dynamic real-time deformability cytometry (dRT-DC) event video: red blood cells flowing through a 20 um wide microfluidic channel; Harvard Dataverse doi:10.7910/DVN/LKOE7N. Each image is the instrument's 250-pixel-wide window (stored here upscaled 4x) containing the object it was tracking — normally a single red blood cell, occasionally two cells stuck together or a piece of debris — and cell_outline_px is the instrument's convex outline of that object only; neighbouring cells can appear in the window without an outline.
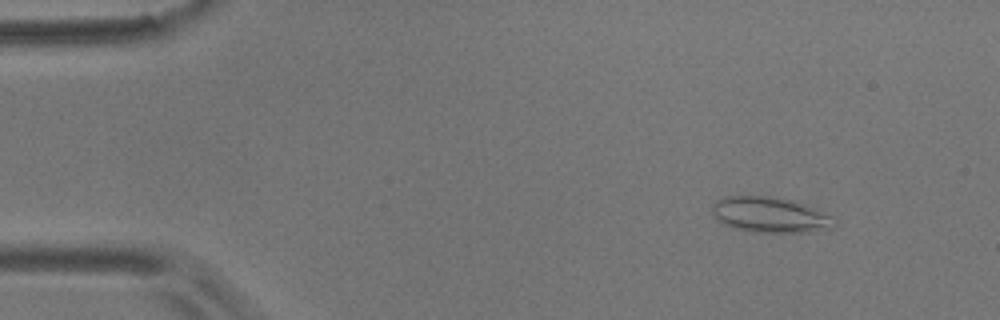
{"species": "common noctule bat (a hibernating species)", "species_latin": "Nyctalus noctula", "temperature_condition": "room temperature", "stored_images_in_passage": 56, "camera_frame_rate_fps": 3000, "um_per_image_px": 0.085, "animal": {"sex": "male", "body_mass_g": 17.9}, "frame": {"image": 1, "passage_image": 6, "time_ms": 1.667, "image_size_px": [1000, 320], "cell_outline_px": [[836, 224], [832, 228], [808, 232], [756, 232], [736, 228], [724, 224], [712, 216], [712, 204], [716, 200], [724, 196], [768, 196], [792, 200], [804, 204], [836, 220]], "centroid_in_image_um": [65.4, 18.26], "position_along_channel_um": 19.6, "area_um2": 25.03}}
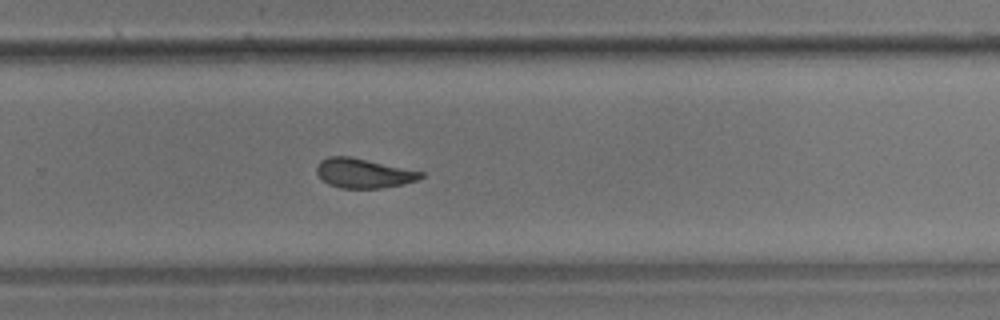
{"frame": {"image": 2, "passage_image": 37, "time_ms": 12.0, "image_size_px": [1000, 320], "cell_outline_px": [[424, 176], [416, 180], [400, 184], [380, 188], [340, 188], [328, 184], [316, 172], [316, 168], [320, 160], [328, 156], [348, 156], [424, 172]], "centroid_in_image_um": [30.86, 14.72], "position_along_channel_um": 298.9, "area_um2": 17.63}}
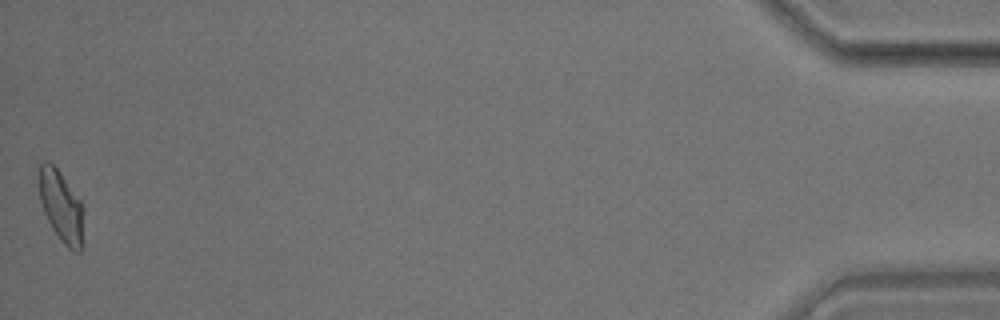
{"frame": {"image": 3, "passage_image": 56, "time_ms": 18.333, "image_size_px": [1000, 320], "cell_outline_px": [[84, 212], [80, 252], [76, 252], [68, 248], [60, 240], [52, 228], [44, 212], [40, 200], [40, 164], [44, 160], [48, 160], [60, 172], [80, 200], [84, 208]], "centroid_in_image_um": [5.22, 17.54], "position_along_channel_um": 430.0, "area_um2": 18.26}, "authors_computed_cell_mechanics": {"area_um2": 18.9295, "velocity_mm_per_s": 3.5508, "shape_relaxation_time_tau1_ms": 7.6384, "shape_relaxation_time_tau2_ms": 2.6291, "deformation_change_tau1": 0.1835, "deformation_change_tau2": 0.1066}}